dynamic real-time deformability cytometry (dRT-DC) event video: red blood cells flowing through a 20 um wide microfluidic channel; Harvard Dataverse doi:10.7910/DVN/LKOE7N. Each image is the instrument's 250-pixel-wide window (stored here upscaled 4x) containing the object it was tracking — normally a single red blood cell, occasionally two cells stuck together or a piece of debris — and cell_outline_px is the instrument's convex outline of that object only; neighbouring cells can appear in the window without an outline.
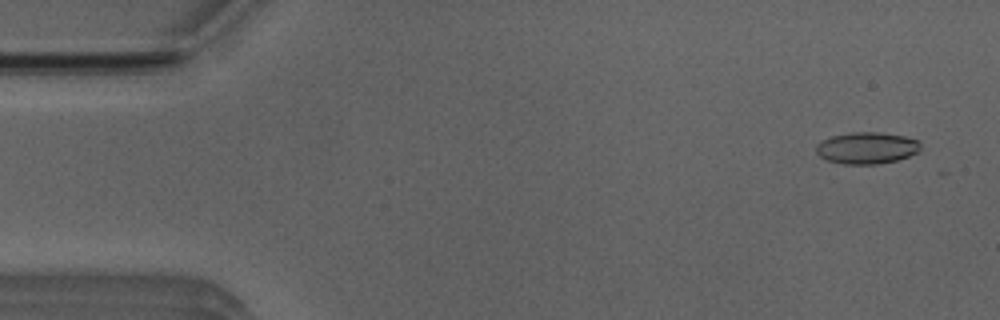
{"species": "Egyptian fruit bat (a non-hibernating species)", "species_latin": "Rousettus aegyptiacus", "temperature_condition": "room temperature", "stored_images_in_passage": 3, "camera_frame_rate_fps": 3000, "um_per_image_px": 0.085, "animal": {"sex": "male"}, "frame": {"image": 1, "passage_image": 3, "time_ms": 0.667, "image_size_px": [1000, 320], "cell_outline_px": [[912, 152], [904, 156], [892, 160], [840, 160], [844, 136], [896, 136], [912, 140]], "centroid_in_image_um": [74.38, 12.57], "position_along_channel_um": 10.6, "area_um2": 11.39}}